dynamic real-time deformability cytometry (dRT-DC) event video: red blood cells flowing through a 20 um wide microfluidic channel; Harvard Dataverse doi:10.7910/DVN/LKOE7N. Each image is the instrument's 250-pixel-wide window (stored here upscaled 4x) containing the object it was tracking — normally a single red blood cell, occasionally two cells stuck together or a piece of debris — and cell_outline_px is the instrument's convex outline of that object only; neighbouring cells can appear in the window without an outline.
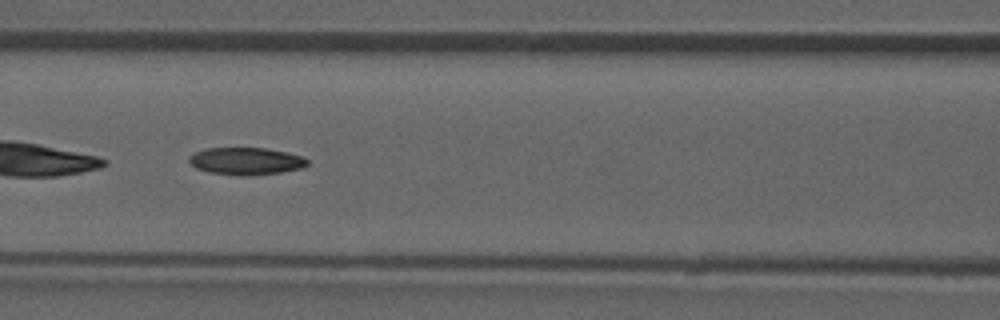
{"species": "common noctule bat (a hibernating species)", "species_latin": "Nyctalus noctula", "temperature_condition": "room temperature", "stored_images_in_passage": 51, "camera_frame_rate_fps": 3000, "um_per_image_px": 0.085, "animal": {"sex": "male", "forearm_length_mm": 52.5}, "frame": {"image": 1, "passage_image": 22, "time_ms": 7.0, "image_size_px": [1000, 320], "cell_outline_px": [[308, 164], [304, 168], [280, 172], [248, 176], [240, 176], [208, 172], [196, 168], [188, 160], [188, 156], [204, 148], [264, 148], [288, 152], [304, 156], [308, 160]], "centroid_in_image_um": [20.93, 13.69], "position_along_channel_um": 145.7, "area_um2": 19.02}, "authors_computed_cell_mechanics": {"area_um2": 19.0162, "velocity_mm_per_s": 3.925, "shape_relaxation_time_tau1_ms": null, "shape_relaxation_time_tau2_ms": 4.8626, "deformation_change_tau1": null, "deformation_change_tau2": 0.1118}}